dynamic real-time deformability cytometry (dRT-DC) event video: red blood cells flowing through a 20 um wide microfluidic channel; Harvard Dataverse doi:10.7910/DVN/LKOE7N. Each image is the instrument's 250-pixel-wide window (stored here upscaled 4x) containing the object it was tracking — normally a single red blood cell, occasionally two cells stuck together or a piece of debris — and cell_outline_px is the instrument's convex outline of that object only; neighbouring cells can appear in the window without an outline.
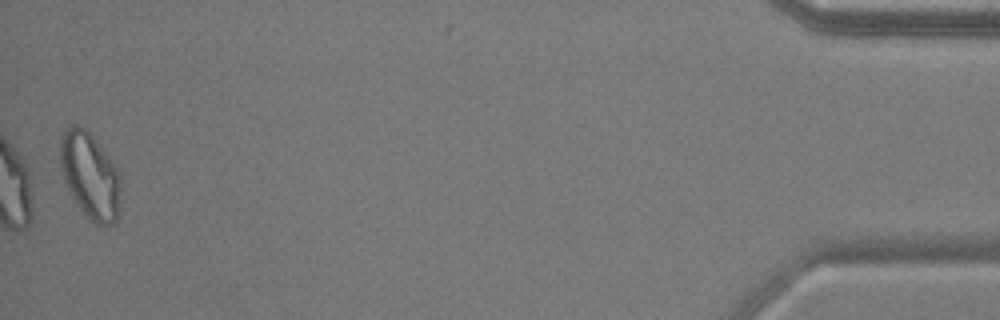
{"species": "common noctule bat (a hibernating species)", "species_latin": "Nyctalus noctula", "temperature_condition": "warm", "stored_images_in_passage": 35, "camera_frame_rate_fps": 3000, "um_per_image_px": 0.085, "animal": {"sex": "male", "body_mass_g": 17.9, "forearm_length_mm": 54.2}, "frame": {"image": 1, "passage_image": 35, "time_ms": 11.333, "image_size_px": [1000, 320], "cell_outline_px": [[120, 208], [116, 220], [112, 224], [96, 224], [80, 208], [72, 196], [64, 180], [60, 160], [60, 140], [64, 132], [72, 124], [76, 124], [84, 128], [92, 136], [116, 168], [120, 176]], "centroid_in_image_um": [7.66, 14.93], "position_along_channel_um": 427.5, "area_um2": 29.77}, "authors_computed_cell_mechanics": {"area_um2": 18.3804, "velocity_mm_per_s": 3.9262, "shape_relaxation_time_tau1_ms": 5.9021, "shape_relaxation_time_tau2_ms": 2.7632, "deformation_change_tau1": 0.1833, "deformation_change_tau2": 0.0949}}